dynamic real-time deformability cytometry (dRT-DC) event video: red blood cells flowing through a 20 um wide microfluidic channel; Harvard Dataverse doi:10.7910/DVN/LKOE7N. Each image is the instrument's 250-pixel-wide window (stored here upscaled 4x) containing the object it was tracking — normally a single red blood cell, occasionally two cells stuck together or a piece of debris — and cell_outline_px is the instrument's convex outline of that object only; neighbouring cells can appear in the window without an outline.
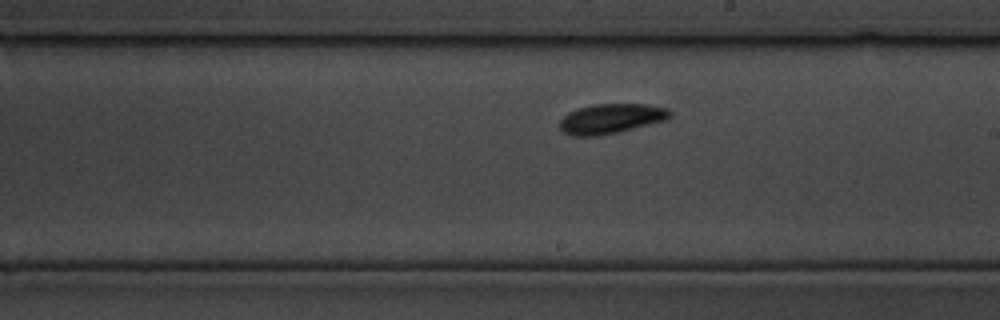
{"species": "common noctule bat (a hibernating species)", "species_latin": "Nyctalus noctula", "temperature_condition": "cold", "stored_images_in_passage": 19, "segment_of_instrument_passage": [2, 2], "camera_frame_rate_fps": 3000, "um_per_image_px": 0.085, "animal": {"sex": "male", "body_mass_g": 19.5, "forearm_length_mm": 54.6}, "frame": {"image": 1, "passage_image": 19, "time_ms": 6.0, "image_size_px": [1000, 320], "cell_outline_px": [[672, 116], [668, 120], [620, 132], [596, 136], [572, 136], [564, 132], [560, 128], [560, 120], [568, 112], [592, 104], [644, 104], [668, 108], [672, 112]], "centroid_in_image_um": [51.98, 10.09], "position_along_channel_um": 237.0, "area_um2": 19.36}}